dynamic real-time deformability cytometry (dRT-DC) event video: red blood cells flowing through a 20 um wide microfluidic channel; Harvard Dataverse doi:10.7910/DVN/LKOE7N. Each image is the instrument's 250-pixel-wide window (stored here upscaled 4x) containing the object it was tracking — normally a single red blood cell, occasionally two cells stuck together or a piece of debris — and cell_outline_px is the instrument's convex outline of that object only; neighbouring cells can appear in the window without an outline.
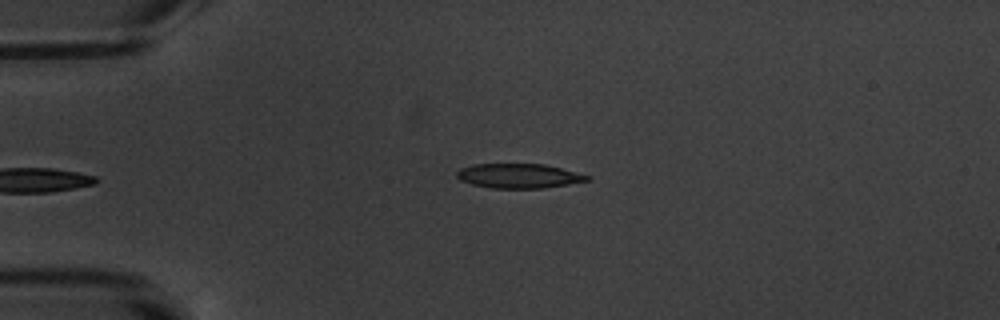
{"species": "common noctule bat (a hibernating species)", "species_latin": "Nyctalus noctula", "temperature_condition": "warm", "stored_images_in_passage": 6, "camera_frame_rate_fps": 3000, "um_per_image_px": 0.085, "animal": {"sex": "male", "body_mass_g": 20.1, "forearm_length_mm": 53.5}, "frame": {"image": 1, "passage_image": 6, "time_ms": 6.0, "image_size_px": [1000, 320], "cell_outline_px": [[592, 180], [544, 188], [492, 188], [472, 184], [460, 180], [456, 176], [456, 172], [460, 168], [472, 164], [544, 164], [592, 176]], "centroid_in_image_um": [44.1, 14.95], "position_along_channel_um": 40.9, "area_um2": 18.67}}